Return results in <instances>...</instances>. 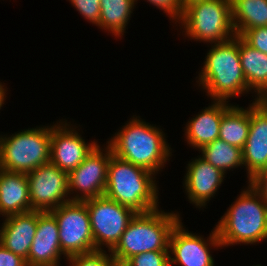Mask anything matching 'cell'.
<instances>
[{
  "label": "cell",
  "instance_id": "24",
  "mask_svg": "<svg viewBox=\"0 0 267 266\" xmlns=\"http://www.w3.org/2000/svg\"><path fill=\"white\" fill-rule=\"evenodd\" d=\"M202 158L214 167L220 169L224 174L227 170L243 167L242 149L234 145H230L221 139L205 145L200 150Z\"/></svg>",
  "mask_w": 267,
  "mask_h": 266
},
{
  "label": "cell",
  "instance_id": "13",
  "mask_svg": "<svg viewBox=\"0 0 267 266\" xmlns=\"http://www.w3.org/2000/svg\"><path fill=\"white\" fill-rule=\"evenodd\" d=\"M57 121L51 126L50 162L69 174L78 167L98 145L97 141H86L72 124ZM72 126V127H71Z\"/></svg>",
  "mask_w": 267,
  "mask_h": 266
},
{
  "label": "cell",
  "instance_id": "3",
  "mask_svg": "<svg viewBox=\"0 0 267 266\" xmlns=\"http://www.w3.org/2000/svg\"><path fill=\"white\" fill-rule=\"evenodd\" d=\"M215 225L222 247L267 240V204L250 184Z\"/></svg>",
  "mask_w": 267,
  "mask_h": 266
},
{
  "label": "cell",
  "instance_id": "8",
  "mask_svg": "<svg viewBox=\"0 0 267 266\" xmlns=\"http://www.w3.org/2000/svg\"><path fill=\"white\" fill-rule=\"evenodd\" d=\"M84 202L90 215L95 250H104L106 246L111 251L137 213L105 195Z\"/></svg>",
  "mask_w": 267,
  "mask_h": 266
},
{
  "label": "cell",
  "instance_id": "14",
  "mask_svg": "<svg viewBox=\"0 0 267 266\" xmlns=\"http://www.w3.org/2000/svg\"><path fill=\"white\" fill-rule=\"evenodd\" d=\"M242 154L250 183L260 171L267 169V106L261 100L250 104V127Z\"/></svg>",
  "mask_w": 267,
  "mask_h": 266
},
{
  "label": "cell",
  "instance_id": "6",
  "mask_svg": "<svg viewBox=\"0 0 267 266\" xmlns=\"http://www.w3.org/2000/svg\"><path fill=\"white\" fill-rule=\"evenodd\" d=\"M185 37L204 43H218L236 36L231 0L197 1L184 7L178 24Z\"/></svg>",
  "mask_w": 267,
  "mask_h": 266
},
{
  "label": "cell",
  "instance_id": "5",
  "mask_svg": "<svg viewBox=\"0 0 267 266\" xmlns=\"http://www.w3.org/2000/svg\"><path fill=\"white\" fill-rule=\"evenodd\" d=\"M180 220L178 212L167 213L159 208L137 213L110 252L122 266L129 258L143 252L169 251L171 231Z\"/></svg>",
  "mask_w": 267,
  "mask_h": 266
},
{
  "label": "cell",
  "instance_id": "16",
  "mask_svg": "<svg viewBox=\"0 0 267 266\" xmlns=\"http://www.w3.org/2000/svg\"><path fill=\"white\" fill-rule=\"evenodd\" d=\"M59 228L48 211H37V229L26 260L28 266H59L61 256Z\"/></svg>",
  "mask_w": 267,
  "mask_h": 266
},
{
  "label": "cell",
  "instance_id": "20",
  "mask_svg": "<svg viewBox=\"0 0 267 266\" xmlns=\"http://www.w3.org/2000/svg\"><path fill=\"white\" fill-rule=\"evenodd\" d=\"M239 56L248 89L256 92L253 100H261L267 93V54L252 48L239 36Z\"/></svg>",
  "mask_w": 267,
  "mask_h": 266
},
{
  "label": "cell",
  "instance_id": "30",
  "mask_svg": "<svg viewBox=\"0 0 267 266\" xmlns=\"http://www.w3.org/2000/svg\"><path fill=\"white\" fill-rule=\"evenodd\" d=\"M0 266H28L21 256L12 253L0 244Z\"/></svg>",
  "mask_w": 267,
  "mask_h": 266
},
{
  "label": "cell",
  "instance_id": "29",
  "mask_svg": "<svg viewBox=\"0 0 267 266\" xmlns=\"http://www.w3.org/2000/svg\"><path fill=\"white\" fill-rule=\"evenodd\" d=\"M137 1L135 0L136 4ZM147 2L163 10L172 22L176 21L175 24L180 20L184 11L182 0H147Z\"/></svg>",
  "mask_w": 267,
  "mask_h": 266
},
{
  "label": "cell",
  "instance_id": "32",
  "mask_svg": "<svg viewBox=\"0 0 267 266\" xmlns=\"http://www.w3.org/2000/svg\"><path fill=\"white\" fill-rule=\"evenodd\" d=\"M8 90H6V87H4V84H2V82H0V109L1 107H3L4 101L6 99V92Z\"/></svg>",
  "mask_w": 267,
  "mask_h": 266
},
{
  "label": "cell",
  "instance_id": "31",
  "mask_svg": "<svg viewBox=\"0 0 267 266\" xmlns=\"http://www.w3.org/2000/svg\"><path fill=\"white\" fill-rule=\"evenodd\" d=\"M250 184L259 192L267 204V169L260 171L250 180Z\"/></svg>",
  "mask_w": 267,
  "mask_h": 266
},
{
  "label": "cell",
  "instance_id": "2",
  "mask_svg": "<svg viewBox=\"0 0 267 266\" xmlns=\"http://www.w3.org/2000/svg\"><path fill=\"white\" fill-rule=\"evenodd\" d=\"M203 68L196 77L212 100L227 101L249 91L239 56V36L211 44Z\"/></svg>",
  "mask_w": 267,
  "mask_h": 266
},
{
  "label": "cell",
  "instance_id": "27",
  "mask_svg": "<svg viewBox=\"0 0 267 266\" xmlns=\"http://www.w3.org/2000/svg\"><path fill=\"white\" fill-rule=\"evenodd\" d=\"M72 6L80 13L89 23L98 25L100 21V0H69Z\"/></svg>",
  "mask_w": 267,
  "mask_h": 266
},
{
  "label": "cell",
  "instance_id": "21",
  "mask_svg": "<svg viewBox=\"0 0 267 266\" xmlns=\"http://www.w3.org/2000/svg\"><path fill=\"white\" fill-rule=\"evenodd\" d=\"M231 6L237 36L246 30L267 26V0H231Z\"/></svg>",
  "mask_w": 267,
  "mask_h": 266
},
{
  "label": "cell",
  "instance_id": "10",
  "mask_svg": "<svg viewBox=\"0 0 267 266\" xmlns=\"http://www.w3.org/2000/svg\"><path fill=\"white\" fill-rule=\"evenodd\" d=\"M112 155L108 145L104 149L97 145L84 161L68 174L69 196L76 192V195L70 196V201H84L104 195Z\"/></svg>",
  "mask_w": 267,
  "mask_h": 266
},
{
  "label": "cell",
  "instance_id": "1",
  "mask_svg": "<svg viewBox=\"0 0 267 266\" xmlns=\"http://www.w3.org/2000/svg\"><path fill=\"white\" fill-rule=\"evenodd\" d=\"M127 122L106 144L116 157L156 175L172 156L164 132L140 116H132Z\"/></svg>",
  "mask_w": 267,
  "mask_h": 266
},
{
  "label": "cell",
  "instance_id": "18",
  "mask_svg": "<svg viewBox=\"0 0 267 266\" xmlns=\"http://www.w3.org/2000/svg\"><path fill=\"white\" fill-rule=\"evenodd\" d=\"M228 102L213 100L211 105L201 109L202 111L196 117L193 116L184 128L185 141L200 150L218 139L222 116L232 106Z\"/></svg>",
  "mask_w": 267,
  "mask_h": 266
},
{
  "label": "cell",
  "instance_id": "12",
  "mask_svg": "<svg viewBox=\"0 0 267 266\" xmlns=\"http://www.w3.org/2000/svg\"><path fill=\"white\" fill-rule=\"evenodd\" d=\"M180 220L172 229L169 237L170 266H215L214 258L210 253L211 247L223 248L214 227L209 237L189 232ZM172 254V255H171ZM174 255V256H173Z\"/></svg>",
  "mask_w": 267,
  "mask_h": 266
},
{
  "label": "cell",
  "instance_id": "11",
  "mask_svg": "<svg viewBox=\"0 0 267 266\" xmlns=\"http://www.w3.org/2000/svg\"><path fill=\"white\" fill-rule=\"evenodd\" d=\"M31 209L48 212L70 201L68 174L51 162L27 174Z\"/></svg>",
  "mask_w": 267,
  "mask_h": 266
},
{
  "label": "cell",
  "instance_id": "9",
  "mask_svg": "<svg viewBox=\"0 0 267 266\" xmlns=\"http://www.w3.org/2000/svg\"><path fill=\"white\" fill-rule=\"evenodd\" d=\"M49 212L58 224L64 258L95 251L90 215L84 201H69Z\"/></svg>",
  "mask_w": 267,
  "mask_h": 266
},
{
  "label": "cell",
  "instance_id": "33",
  "mask_svg": "<svg viewBox=\"0 0 267 266\" xmlns=\"http://www.w3.org/2000/svg\"><path fill=\"white\" fill-rule=\"evenodd\" d=\"M197 1H206V0H182V5L183 7H185L186 5L197 2Z\"/></svg>",
  "mask_w": 267,
  "mask_h": 266
},
{
  "label": "cell",
  "instance_id": "17",
  "mask_svg": "<svg viewBox=\"0 0 267 266\" xmlns=\"http://www.w3.org/2000/svg\"><path fill=\"white\" fill-rule=\"evenodd\" d=\"M4 218L0 227V244L27 260L37 229V211Z\"/></svg>",
  "mask_w": 267,
  "mask_h": 266
},
{
  "label": "cell",
  "instance_id": "7",
  "mask_svg": "<svg viewBox=\"0 0 267 266\" xmlns=\"http://www.w3.org/2000/svg\"><path fill=\"white\" fill-rule=\"evenodd\" d=\"M51 125L0 135V168L28 174L50 162Z\"/></svg>",
  "mask_w": 267,
  "mask_h": 266
},
{
  "label": "cell",
  "instance_id": "15",
  "mask_svg": "<svg viewBox=\"0 0 267 266\" xmlns=\"http://www.w3.org/2000/svg\"><path fill=\"white\" fill-rule=\"evenodd\" d=\"M187 165L183 186L189 199L188 201L195 205L196 208H204L216 195L224 181L225 174L201 156L192 159Z\"/></svg>",
  "mask_w": 267,
  "mask_h": 266
},
{
  "label": "cell",
  "instance_id": "19",
  "mask_svg": "<svg viewBox=\"0 0 267 266\" xmlns=\"http://www.w3.org/2000/svg\"><path fill=\"white\" fill-rule=\"evenodd\" d=\"M31 211L27 174L0 168V215L6 217Z\"/></svg>",
  "mask_w": 267,
  "mask_h": 266
},
{
  "label": "cell",
  "instance_id": "34",
  "mask_svg": "<svg viewBox=\"0 0 267 266\" xmlns=\"http://www.w3.org/2000/svg\"><path fill=\"white\" fill-rule=\"evenodd\" d=\"M261 101L267 106V93L265 96L261 99Z\"/></svg>",
  "mask_w": 267,
  "mask_h": 266
},
{
  "label": "cell",
  "instance_id": "22",
  "mask_svg": "<svg viewBox=\"0 0 267 266\" xmlns=\"http://www.w3.org/2000/svg\"><path fill=\"white\" fill-rule=\"evenodd\" d=\"M135 4V0H100V21L97 27L122 39Z\"/></svg>",
  "mask_w": 267,
  "mask_h": 266
},
{
  "label": "cell",
  "instance_id": "23",
  "mask_svg": "<svg viewBox=\"0 0 267 266\" xmlns=\"http://www.w3.org/2000/svg\"><path fill=\"white\" fill-rule=\"evenodd\" d=\"M250 127V105L244 109L233 105L223 114L219 139L230 145L244 148Z\"/></svg>",
  "mask_w": 267,
  "mask_h": 266
},
{
  "label": "cell",
  "instance_id": "4",
  "mask_svg": "<svg viewBox=\"0 0 267 266\" xmlns=\"http://www.w3.org/2000/svg\"><path fill=\"white\" fill-rule=\"evenodd\" d=\"M155 176L142 167L112 155L104 195L136 213H148L159 207V188Z\"/></svg>",
  "mask_w": 267,
  "mask_h": 266
},
{
  "label": "cell",
  "instance_id": "25",
  "mask_svg": "<svg viewBox=\"0 0 267 266\" xmlns=\"http://www.w3.org/2000/svg\"><path fill=\"white\" fill-rule=\"evenodd\" d=\"M69 266H121L106 250H95L66 258Z\"/></svg>",
  "mask_w": 267,
  "mask_h": 266
},
{
  "label": "cell",
  "instance_id": "26",
  "mask_svg": "<svg viewBox=\"0 0 267 266\" xmlns=\"http://www.w3.org/2000/svg\"><path fill=\"white\" fill-rule=\"evenodd\" d=\"M169 251H150L129 258L122 266H170Z\"/></svg>",
  "mask_w": 267,
  "mask_h": 266
},
{
  "label": "cell",
  "instance_id": "28",
  "mask_svg": "<svg viewBox=\"0 0 267 266\" xmlns=\"http://www.w3.org/2000/svg\"><path fill=\"white\" fill-rule=\"evenodd\" d=\"M240 37L252 48L267 54V26L246 30Z\"/></svg>",
  "mask_w": 267,
  "mask_h": 266
}]
</instances>
